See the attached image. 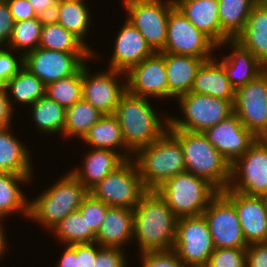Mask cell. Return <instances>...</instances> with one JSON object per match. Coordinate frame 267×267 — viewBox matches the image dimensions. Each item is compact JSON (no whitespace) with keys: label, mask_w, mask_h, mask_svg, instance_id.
Masks as SVG:
<instances>
[{"label":"cell","mask_w":267,"mask_h":267,"mask_svg":"<svg viewBox=\"0 0 267 267\" xmlns=\"http://www.w3.org/2000/svg\"><path fill=\"white\" fill-rule=\"evenodd\" d=\"M178 218L155 190H148L133 209V242L140 253L173 249Z\"/></svg>","instance_id":"1"},{"label":"cell","mask_w":267,"mask_h":267,"mask_svg":"<svg viewBox=\"0 0 267 267\" xmlns=\"http://www.w3.org/2000/svg\"><path fill=\"white\" fill-rule=\"evenodd\" d=\"M152 106L149 98L135 96L126 91L120 97L114 112L122 129L125 145L133 154L158 140L169 128V116L165 118L163 114L162 121Z\"/></svg>","instance_id":"2"},{"label":"cell","mask_w":267,"mask_h":267,"mask_svg":"<svg viewBox=\"0 0 267 267\" xmlns=\"http://www.w3.org/2000/svg\"><path fill=\"white\" fill-rule=\"evenodd\" d=\"M132 160L147 190H156L167 179L186 172L180 141L169 130L152 144L138 149Z\"/></svg>","instance_id":"3"},{"label":"cell","mask_w":267,"mask_h":267,"mask_svg":"<svg viewBox=\"0 0 267 267\" xmlns=\"http://www.w3.org/2000/svg\"><path fill=\"white\" fill-rule=\"evenodd\" d=\"M47 190L29 201L30 220L51 229L71 212L77 211L84 197L89 193L83 184L67 172Z\"/></svg>","instance_id":"4"},{"label":"cell","mask_w":267,"mask_h":267,"mask_svg":"<svg viewBox=\"0 0 267 267\" xmlns=\"http://www.w3.org/2000/svg\"><path fill=\"white\" fill-rule=\"evenodd\" d=\"M168 130L180 141L186 172L208 180L219 191L229 187L231 165L208 141L203 132Z\"/></svg>","instance_id":"5"},{"label":"cell","mask_w":267,"mask_h":267,"mask_svg":"<svg viewBox=\"0 0 267 267\" xmlns=\"http://www.w3.org/2000/svg\"><path fill=\"white\" fill-rule=\"evenodd\" d=\"M155 191L177 218L202 215L220 192L208 180L189 172L167 179Z\"/></svg>","instance_id":"6"},{"label":"cell","mask_w":267,"mask_h":267,"mask_svg":"<svg viewBox=\"0 0 267 267\" xmlns=\"http://www.w3.org/2000/svg\"><path fill=\"white\" fill-rule=\"evenodd\" d=\"M182 116H169L168 129L204 132L234 113V106L225 99L188 92L177 99Z\"/></svg>","instance_id":"7"},{"label":"cell","mask_w":267,"mask_h":267,"mask_svg":"<svg viewBox=\"0 0 267 267\" xmlns=\"http://www.w3.org/2000/svg\"><path fill=\"white\" fill-rule=\"evenodd\" d=\"M147 191L134 161L128 159L88 192L109 207L134 209Z\"/></svg>","instance_id":"8"},{"label":"cell","mask_w":267,"mask_h":267,"mask_svg":"<svg viewBox=\"0 0 267 267\" xmlns=\"http://www.w3.org/2000/svg\"><path fill=\"white\" fill-rule=\"evenodd\" d=\"M127 20L138 29L154 52L164 49L167 23L174 0H123ZM129 13V14H128Z\"/></svg>","instance_id":"9"},{"label":"cell","mask_w":267,"mask_h":267,"mask_svg":"<svg viewBox=\"0 0 267 267\" xmlns=\"http://www.w3.org/2000/svg\"><path fill=\"white\" fill-rule=\"evenodd\" d=\"M214 249L203 215L178 218L172 250L185 266L206 267Z\"/></svg>","instance_id":"10"},{"label":"cell","mask_w":267,"mask_h":267,"mask_svg":"<svg viewBox=\"0 0 267 267\" xmlns=\"http://www.w3.org/2000/svg\"><path fill=\"white\" fill-rule=\"evenodd\" d=\"M228 189L249 196H267V138H258L231 165Z\"/></svg>","instance_id":"11"},{"label":"cell","mask_w":267,"mask_h":267,"mask_svg":"<svg viewBox=\"0 0 267 267\" xmlns=\"http://www.w3.org/2000/svg\"><path fill=\"white\" fill-rule=\"evenodd\" d=\"M217 45L197 29L176 7L168 16L167 39L161 52L202 58H214ZM214 51V52H213Z\"/></svg>","instance_id":"12"},{"label":"cell","mask_w":267,"mask_h":267,"mask_svg":"<svg viewBox=\"0 0 267 267\" xmlns=\"http://www.w3.org/2000/svg\"><path fill=\"white\" fill-rule=\"evenodd\" d=\"M92 58V52H61L38 47L24 56V67L47 86L75 74Z\"/></svg>","instance_id":"13"},{"label":"cell","mask_w":267,"mask_h":267,"mask_svg":"<svg viewBox=\"0 0 267 267\" xmlns=\"http://www.w3.org/2000/svg\"><path fill=\"white\" fill-rule=\"evenodd\" d=\"M234 113L257 138H267V68L235 92Z\"/></svg>","instance_id":"14"},{"label":"cell","mask_w":267,"mask_h":267,"mask_svg":"<svg viewBox=\"0 0 267 267\" xmlns=\"http://www.w3.org/2000/svg\"><path fill=\"white\" fill-rule=\"evenodd\" d=\"M215 248H247L234 204L220 191L202 213Z\"/></svg>","instance_id":"15"},{"label":"cell","mask_w":267,"mask_h":267,"mask_svg":"<svg viewBox=\"0 0 267 267\" xmlns=\"http://www.w3.org/2000/svg\"><path fill=\"white\" fill-rule=\"evenodd\" d=\"M87 66V62L82 66V98L104 115L114 114L120 97L126 92V74L107 68L93 75Z\"/></svg>","instance_id":"16"},{"label":"cell","mask_w":267,"mask_h":267,"mask_svg":"<svg viewBox=\"0 0 267 267\" xmlns=\"http://www.w3.org/2000/svg\"><path fill=\"white\" fill-rule=\"evenodd\" d=\"M126 91L145 98H168L164 52H154L126 73Z\"/></svg>","instance_id":"17"},{"label":"cell","mask_w":267,"mask_h":267,"mask_svg":"<svg viewBox=\"0 0 267 267\" xmlns=\"http://www.w3.org/2000/svg\"><path fill=\"white\" fill-rule=\"evenodd\" d=\"M203 134L220 154L232 165L258 139L233 113Z\"/></svg>","instance_id":"18"},{"label":"cell","mask_w":267,"mask_h":267,"mask_svg":"<svg viewBox=\"0 0 267 267\" xmlns=\"http://www.w3.org/2000/svg\"><path fill=\"white\" fill-rule=\"evenodd\" d=\"M235 206L247 244L267 242V202L264 196H249L228 188L221 191Z\"/></svg>","instance_id":"19"},{"label":"cell","mask_w":267,"mask_h":267,"mask_svg":"<svg viewBox=\"0 0 267 267\" xmlns=\"http://www.w3.org/2000/svg\"><path fill=\"white\" fill-rule=\"evenodd\" d=\"M125 20L114 39V49L111 59L108 60L109 69L124 73L154 53L138 29L130 21Z\"/></svg>","instance_id":"20"},{"label":"cell","mask_w":267,"mask_h":267,"mask_svg":"<svg viewBox=\"0 0 267 267\" xmlns=\"http://www.w3.org/2000/svg\"><path fill=\"white\" fill-rule=\"evenodd\" d=\"M225 45L231 49L230 54L222 55V59L218 57L216 60L226 71L227 77L235 90L251 82L266 69L251 51L242 47L235 40H227L219 44L216 50L221 46V48H225Z\"/></svg>","instance_id":"21"},{"label":"cell","mask_w":267,"mask_h":267,"mask_svg":"<svg viewBox=\"0 0 267 267\" xmlns=\"http://www.w3.org/2000/svg\"><path fill=\"white\" fill-rule=\"evenodd\" d=\"M175 7L217 46L230 40L220 27L218 0H174Z\"/></svg>","instance_id":"22"},{"label":"cell","mask_w":267,"mask_h":267,"mask_svg":"<svg viewBox=\"0 0 267 267\" xmlns=\"http://www.w3.org/2000/svg\"><path fill=\"white\" fill-rule=\"evenodd\" d=\"M126 159L118 152L109 149L89 148L84 153L81 167L71 169V173L89 191L97 183L101 182L109 173L115 171Z\"/></svg>","instance_id":"23"},{"label":"cell","mask_w":267,"mask_h":267,"mask_svg":"<svg viewBox=\"0 0 267 267\" xmlns=\"http://www.w3.org/2000/svg\"><path fill=\"white\" fill-rule=\"evenodd\" d=\"M133 239V209L109 207L96 234L101 247L124 249ZM124 246V248H123Z\"/></svg>","instance_id":"24"},{"label":"cell","mask_w":267,"mask_h":267,"mask_svg":"<svg viewBox=\"0 0 267 267\" xmlns=\"http://www.w3.org/2000/svg\"><path fill=\"white\" fill-rule=\"evenodd\" d=\"M168 80V99H177L190 92L197 71L205 62L202 58L164 52Z\"/></svg>","instance_id":"25"},{"label":"cell","mask_w":267,"mask_h":267,"mask_svg":"<svg viewBox=\"0 0 267 267\" xmlns=\"http://www.w3.org/2000/svg\"><path fill=\"white\" fill-rule=\"evenodd\" d=\"M216 58L217 56L201 65L190 92L225 99L234 105L236 90Z\"/></svg>","instance_id":"26"},{"label":"cell","mask_w":267,"mask_h":267,"mask_svg":"<svg viewBox=\"0 0 267 267\" xmlns=\"http://www.w3.org/2000/svg\"><path fill=\"white\" fill-rule=\"evenodd\" d=\"M10 127L0 128V172L26 175L32 178L34 167H32L30 150L15 134L10 132L12 131Z\"/></svg>","instance_id":"27"},{"label":"cell","mask_w":267,"mask_h":267,"mask_svg":"<svg viewBox=\"0 0 267 267\" xmlns=\"http://www.w3.org/2000/svg\"><path fill=\"white\" fill-rule=\"evenodd\" d=\"M81 140L93 149L118 151L126 160L133 157V153L125 145L122 129L114 114L103 115Z\"/></svg>","instance_id":"28"},{"label":"cell","mask_w":267,"mask_h":267,"mask_svg":"<svg viewBox=\"0 0 267 267\" xmlns=\"http://www.w3.org/2000/svg\"><path fill=\"white\" fill-rule=\"evenodd\" d=\"M267 68V8L255 5L243 31L235 38Z\"/></svg>","instance_id":"29"},{"label":"cell","mask_w":267,"mask_h":267,"mask_svg":"<svg viewBox=\"0 0 267 267\" xmlns=\"http://www.w3.org/2000/svg\"><path fill=\"white\" fill-rule=\"evenodd\" d=\"M32 180L26 175L0 172V219L8 215L18 213L28 219L29 201L22 191L20 184Z\"/></svg>","instance_id":"30"},{"label":"cell","mask_w":267,"mask_h":267,"mask_svg":"<svg viewBox=\"0 0 267 267\" xmlns=\"http://www.w3.org/2000/svg\"><path fill=\"white\" fill-rule=\"evenodd\" d=\"M87 6L85 0H59L58 24L75 35L93 53V58H96L97 52L95 53V50H92L93 48L85 41L92 21L91 12Z\"/></svg>","instance_id":"31"},{"label":"cell","mask_w":267,"mask_h":267,"mask_svg":"<svg viewBox=\"0 0 267 267\" xmlns=\"http://www.w3.org/2000/svg\"><path fill=\"white\" fill-rule=\"evenodd\" d=\"M5 88L13 110V104L17 105L18 103L21 106H31L39 98L46 95V85L26 67H23L18 73L11 77L6 82Z\"/></svg>","instance_id":"32"},{"label":"cell","mask_w":267,"mask_h":267,"mask_svg":"<svg viewBox=\"0 0 267 267\" xmlns=\"http://www.w3.org/2000/svg\"><path fill=\"white\" fill-rule=\"evenodd\" d=\"M256 0H218L221 31L230 39L243 31Z\"/></svg>","instance_id":"33"},{"label":"cell","mask_w":267,"mask_h":267,"mask_svg":"<svg viewBox=\"0 0 267 267\" xmlns=\"http://www.w3.org/2000/svg\"><path fill=\"white\" fill-rule=\"evenodd\" d=\"M104 114L83 98L66 108L65 124L62 136L65 139H82L89 129L98 122Z\"/></svg>","instance_id":"34"},{"label":"cell","mask_w":267,"mask_h":267,"mask_svg":"<svg viewBox=\"0 0 267 267\" xmlns=\"http://www.w3.org/2000/svg\"><path fill=\"white\" fill-rule=\"evenodd\" d=\"M32 121L36 124L35 128L42 134H61L63 133L66 109L59 105L47 95L39 98L30 106Z\"/></svg>","instance_id":"35"},{"label":"cell","mask_w":267,"mask_h":267,"mask_svg":"<svg viewBox=\"0 0 267 267\" xmlns=\"http://www.w3.org/2000/svg\"><path fill=\"white\" fill-rule=\"evenodd\" d=\"M50 232L54 237L65 245L93 243L96 241V234L87 227L85 216L79 210L71 212L62 221L55 225Z\"/></svg>","instance_id":"36"},{"label":"cell","mask_w":267,"mask_h":267,"mask_svg":"<svg viewBox=\"0 0 267 267\" xmlns=\"http://www.w3.org/2000/svg\"><path fill=\"white\" fill-rule=\"evenodd\" d=\"M39 47L61 52H91L75 35L58 23L42 26Z\"/></svg>","instance_id":"37"},{"label":"cell","mask_w":267,"mask_h":267,"mask_svg":"<svg viewBox=\"0 0 267 267\" xmlns=\"http://www.w3.org/2000/svg\"><path fill=\"white\" fill-rule=\"evenodd\" d=\"M41 30L42 24L37 17L15 22L6 47L17 51V55L21 51V54L25 56L39 47Z\"/></svg>","instance_id":"38"},{"label":"cell","mask_w":267,"mask_h":267,"mask_svg":"<svg viewBox=\"0 0 267 267\" xmlns=\"http://www.w3.org/2000/svg\"><path fill=\"white\" fill-rule=\"evenodd\" d=\"M46 95L65 109L82 99V67L71 76L46 86Z\"/></svg>","instance_id":"39"},{"label":"cell","mask_w":267,"mask_h":267,"mask_svg":"<svg viewBox=\"0 0 267 267\" xmlns=\"http://www.w3.org/2000/svg\"><path fill=\"white\" fill-rule=\"evenodd\" d=\"M108 208V205L88 193L84 197L78 210L81 212L82 216H85L87 227L91 228L93 232L97 234L104 221Z\"/></svg>","instance_id":"40"},{"label":"cell","mask_w":267,"mask_h":267,"mask_svg":"<svg viewBox=\"0 0 267 267\" xmlns=\"http://www.w3.org/2000/svg\"><path fill=\"white\" fill-rule=\"evenodd\" d=\"M206 267H246V248H215Z\"/></svg>","instance_id":"41"},{"label":"cell","mask_w":267,"mask_h":267,"mask_svg":"<svg viewBox=\"0 0 267 267\" xmlns=\"http://www.w3.org/2000/svg\"><path fill=\"white\" fill-rule=\"evenodd\" d=\"M14 50L0 47V86H5L6 82L24 67V56L19 53L15 55Z\"/></svg>","instance_id":"42"},{"label":"cell","mask_w":267,"mask_h":267,"mask_svg":"<svg viewBox=\"0 0 267 267\" xmlns=\"http://www.w3.org/2000/svg\"><path fill=\"white\" fill-rule=\"evenodd\" d=\"M142 267H184L173 250L147 251L140 253Z\"/></svg>","instance_id":"43"},{"label":"cell","mask_w":267,"mask_h":267,"mask_svg":"<svg viewBox=\"0 0 267 267\" xmlns=\"http://www.w3.org/2000/svg\"><path fill=\"white\" fill-rule=\"evenodd\" d=\"M123 250L115 247H101L98 244L95 267H127V257Z\"/></svg>","instance_id":"44"},{"label":"cell","mask_w":267,"mask_h":267,"mask_svg":"<svg viewBox=\"0 0 267 267\" xmlns=\"http://www.w3.org/2000/svg\"><path fill=\"white\" fill-rule=\"evenodd\" d=\"M246 267H267V242L247 246Z\"/></svg>","instance_id":"45"},{"label":"cell","mask_w":267,"mask_h":267,"mask_svg":"<svg viewBox=\"0 0 267 267\" xmlns=\"http://www.w3.org/2000/svg\"><path fill=\"white\" fill-rule=\"evenodd\" d=\"M15 21L5 0H0V47H6Z\"/></svg>","instance_id":"46"},{"label":"cell","mask_w":267,"mask_h":267,"mask_svg":"<svg viewBox=\"0 0 267 267\" xmlns=\"http://www.w3.org/2000/svg\"><path fill=\"white\" fill-rule=\"evenodd\" d=\"M15 22L37 17L28 0H5Z\"/></svg>","instance_id":"47"},{"label":"cell","mask_w":267,"mask_h":267,"mask_svg":"<svg viewBox=\"0 0 267 267\" xmlns=\"http://www.w3.org/2000/svg\"><path fill=\"white\" fill-rule=\"evenodd\" d=\"M98 255V243L78 244L79 267H95V259Z\"/></svg>","instance_id":"48"},{"label":"cell","mask_w":267,"mask_h":267,"mask_svg":"<svg viewBox=\"0 0 267 267\" xmlns=\"http://www.w3.org/2000/svg\"><path fill=\"white\" fill-rule=\"evenodd\" d=\"M14 110L11 108L5 86H0V128L11 126Z\"/></svg>","instance_id":"49"},{"label":"cell","mask_w":267,"mask_h":267,"mask_svg":"<svg viewBox=\"0 0 267 267\" xmlns=\"http://www.w3.org/2000/svg\"><path fill=\"white\" fill-rule=\"evenodd\" d=\"M58 260L57 267H79L78 244L66 245Z\"/></svg>","instance_id":"50"},{"label":"cell","mask_w":267,"mask_h":267,"mask_svg":"<svg viewBox=\"0 0 267 267\" xmlns=\"http://www.w3.org/2000/svg\"><path fill=\"white\" fill-rule=\"evenodd\" d=\"M59 2L51 7H44L42 12L37 15L38 21L42 26L56 24L59 21Z\"/></svg>","instance_id":"51"},{"label":"cell","mask_w":267,"mask_h":267,"mask_svg":"<svg viewBox=\"0 0 267 267\" xmlns=\"http://www.w3.org/2000/svg\"><path fill=\"white\" fill-rule=\"evenodd\" d=\"M28 2L33 7L36 15H38L40 12H42L44 7L47 8L56 5L59 0H28Z\"/></svg>","instance_id":"52"},{"label":"cell","mask_w":267,"mask_h":267,"mask_svg":"<svg viewBox=\"0 0 267 267\" xmlns=\"http://www.w3.org/2000/svg\"><path fill=\"white\" fill-rule=\"evenodd\" d=\"M2 220L4 219H0V260L3 259L2 257L4 256V253L8 250L7 246H9V243L6 240V232H5L6 230H4L5 227L4 224L2 223Z\"/></svg>","instance_id":"53"},{"label":"cell","mask_w":267,"mask_h":267,"mask_svg":"<svg viewBox=\"0 0 267 267\" xmlns=\"http://www.w3.org/2000/svg\"><path fill=\"white\" fill-rule=\"evenodd\" d=\"M256 5L267 8V0H256Z\"/></svg>","instance_id":"54"}]
</instances>
